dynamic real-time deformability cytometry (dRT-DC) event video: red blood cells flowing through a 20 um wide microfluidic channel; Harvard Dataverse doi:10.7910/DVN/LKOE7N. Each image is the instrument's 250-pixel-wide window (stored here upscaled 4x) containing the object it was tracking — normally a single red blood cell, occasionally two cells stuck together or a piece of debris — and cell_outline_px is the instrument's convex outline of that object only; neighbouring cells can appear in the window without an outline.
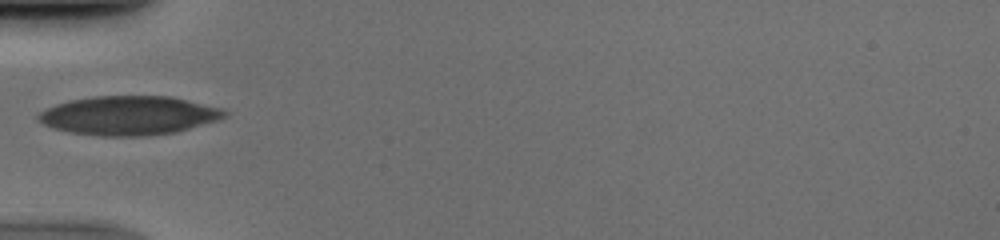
{"species": "human", "species_latin": "Homo sapiens", "temperature_condition": "cold", "stored_images_in_passage": 34, "camera_frame_rate_fps": 3000, "um_per_image_px": 0.085, "donor": {"sex": "male"}, "frame": {"image": 1, "passage_image": 1, "time_ms": 0.0, "image_size_px": [1000, 240], "cell_outline_px": [[228, 116], [220, 120], [176, 132], [148, 136], [100, 136], [68, 132], [52, 128], [36, 120], [36, 116], [44, 108], [68, 100], [92, 96], [172, 96], [224, 108], [228, 112]], "centroid_in_image_um": [10.97, 9.81], "position_along_channel_um": 74.0, "area_um2": 43.0}}
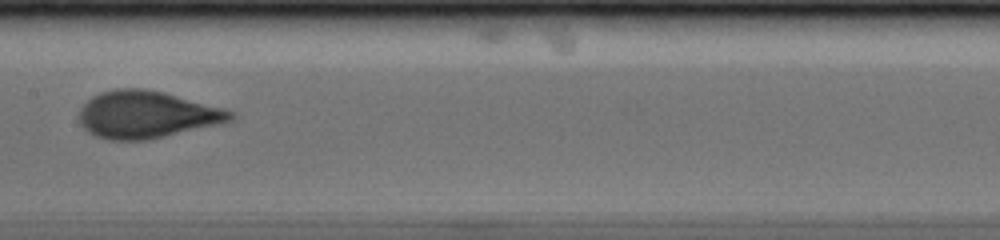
{"frame": {"image": 2, "passage_image": 10, "time_ms": 3.0, "image_size_px": [1000, 240], "cell_outline_px": [[236, 116], [232, 120], [220, 124], [148, 140], [108, 140], [96, 136], [88, 132], [80, 124], [80, 108], [92, 96], [100, 92], [116, 88], [144, 88], [164, 92], [224, 108], [236, 112]], "centroid_in_image_um": [12.48, 9.74], "position_along_channel_um": 194.9, "area_um2": 41.85}}
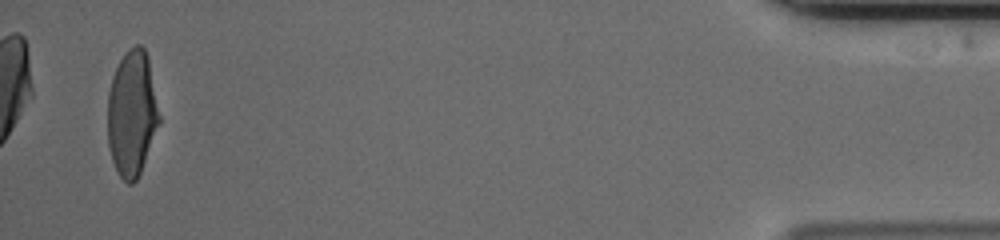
{"frame": {"image": 3, "passage_image": 33, "time_ms": 10.667, "image_size_px": [1000, 240], "cell_outline_px": [[160, 120], [140, 172], [136, 180], [132, 184], [128, 184], [120, 176], [112, 160], [108, 148], [108, 92], [112, 76], [124, 52], [128, 48], [136, 44], [140, 44], [144, 48], [148, 56], [160, 116]], "centroid_in_image_um": [11.2, 9.6], "position_along_channel_um": 424.0, "area_um2": 37.69}}